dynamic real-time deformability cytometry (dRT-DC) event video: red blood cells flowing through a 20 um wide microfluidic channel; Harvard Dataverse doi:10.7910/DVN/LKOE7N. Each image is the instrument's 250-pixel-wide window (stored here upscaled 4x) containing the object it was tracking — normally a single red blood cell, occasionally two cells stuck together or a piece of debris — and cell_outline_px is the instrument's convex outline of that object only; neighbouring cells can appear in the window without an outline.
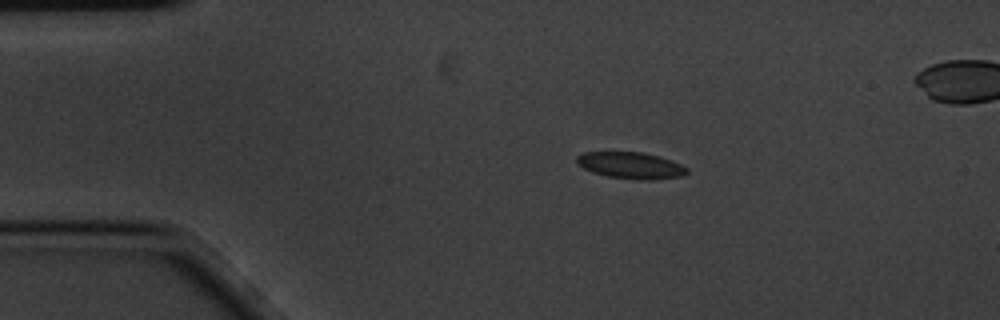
{"species": "common noctule bat (a hibernating species)", "species_latin": "Nyctalus noctula", "temperature_condition": "cold", "stored_images_in_passage": 9, "camera_frame_rate_fps": 3000, "um_per_image_px": 0.085, "animal": {"sex": "male", "body_mass_g": 20.1, "forearm_length_mm": 53.5}, "frame": {"image": 1, "passage_image": 2, "time_ms": 0.333, "image_size_px": [1000, 320], "cell_outline_px": [[688, 172], [684, 176], [648, 180], [640, 180], [608, 176], [592, 172], [576, 164], [576, 156], [584, 152], [644, 152], [660, 156], [672, 160], [688, 168]], "centroid_in_image_um": [53.63, 14.05], "position_along_channel_um": 31.4, "area_um2": 17.17}}
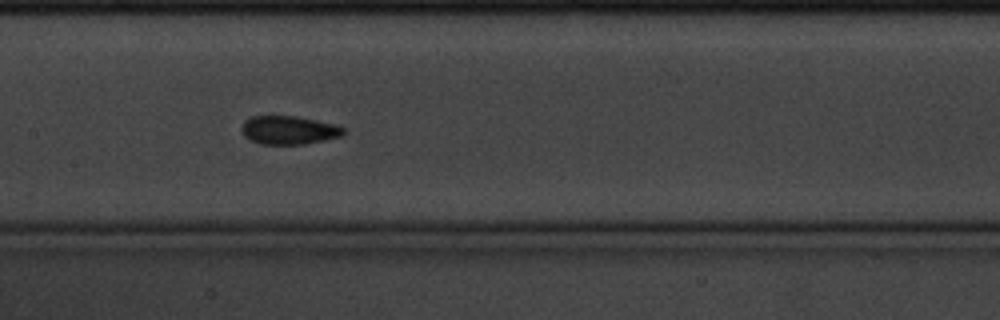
{"frame": {"image": 2, "passage_image": 7, "time_ms": 2.0, "image_size_px": [1000, 320], "cell_outline_px": [[344, 136], [304, 144], [260, 144], [244, 136], [240, 128], [244, 120], [252, 116], [296, 116], [316, 120], [332, 124], [344, 128]], "centroid_in_image_um": [24.52, 11.06], "position_along_channel_um": 182.9, "area_um2": 16.88}}
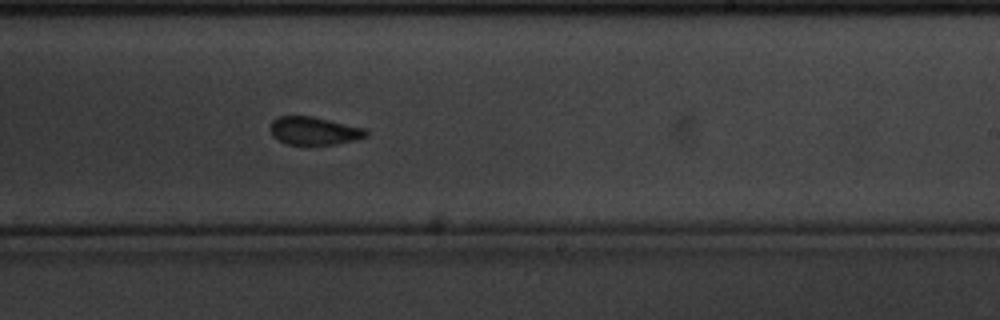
{"frame": {"image": 3, "passage_image": 9, "time_ms": 2.667, "image_size_px": [1000, 320], "cell_outline_px": [[368, 136], [336, 144], [288, 144], [272, 136], [268, 128], [272, 120], [276, 116], [312, 116], [364, 128], [368, 132]], "centroid_in_image_um": [26.64, 11.1], "position_along_channel_um": 262.4, "area_um2": 15.55}}